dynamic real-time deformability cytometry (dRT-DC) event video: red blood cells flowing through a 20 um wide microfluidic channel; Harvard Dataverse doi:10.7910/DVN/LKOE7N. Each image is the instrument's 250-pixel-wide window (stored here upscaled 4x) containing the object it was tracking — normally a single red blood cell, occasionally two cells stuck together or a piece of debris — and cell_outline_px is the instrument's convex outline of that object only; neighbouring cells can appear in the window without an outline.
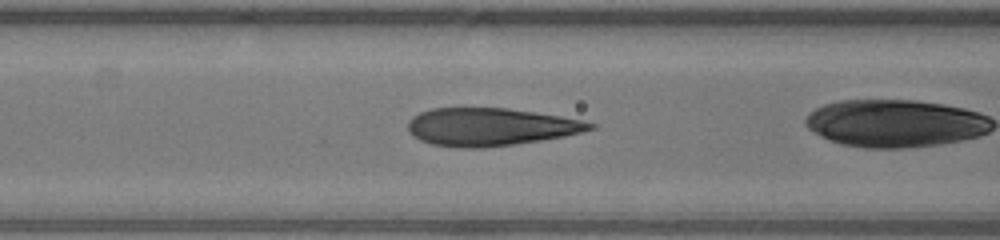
{"species": "human", "species_latin": "Homo sapiens", "temperature_condition": "warm", "stored_images_in_passage": 34, "camera_frame_rate_fps": 3000, "um_per_image_px": 0.085, "donor": {"sex": "male"}, "frame": {"image": 1, "passage_image": 16, "time_ms": 5.0, "image_size_px": [1000, 240], "cell_outline_px": [[596, 128], [564, 136], [540, 140], [512, 144], [480, 148], [456, 148], [432, 144], [420, 140], [412, 136], [408, 128], [408, 120], [412, 116], [420, 112], [432, 108], [508, 108], [536, 112], [584, 120], [596, 124]], "centroid_in_image_um": [41.66, 10.78], "position_along_channel_um": 124.9, "area_um2": 40.11}}
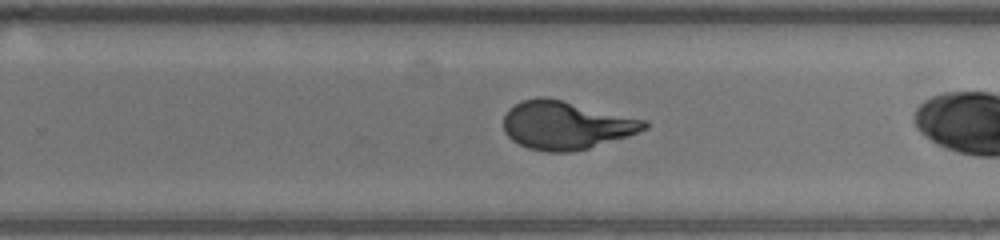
{"frame": {"image": 2, "passage_image": 27, "time_ms": 8.667, "image_size_px": [1000, 240], "cell_outline_px": [[648, 128], [628, 136], [588, 148], [568, 152], [548, 152], [528, 148], [512, 140], [504, 132], [504, 116], [508, 108], [520, 100], [540, 96], [544, 96], [648, 120]], "centroid_in_image_um": [48.09, 10.63], "position_along_channel_um": 281.7, "area_um2": 39.59}}
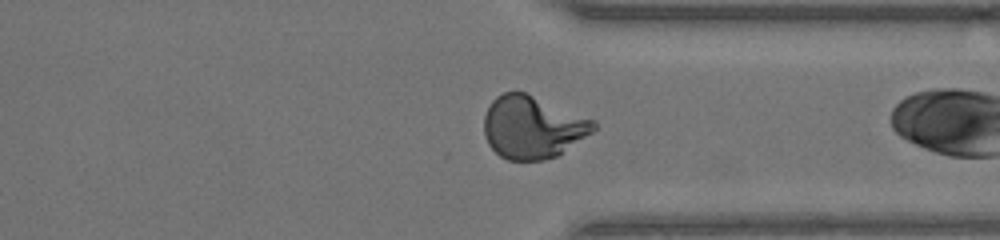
{"frame": {"image": 3, "passage_image": 33, "time_ms": 10.667, "image_size_px": [1000, 240], "cell_outline_px": [[596, 128], [592, 132], [560, 156], [544, 160], [508, 160], [500, 156], [488, 144], [484, 136], [484, 116], [492, 100], [496, 96], [504, 92], [524, 92], [596, 120]], "centroid_in_image_um": [45.28, 10.83], "position_along_channel_um": 366.1, "area_um2": 40.17}}